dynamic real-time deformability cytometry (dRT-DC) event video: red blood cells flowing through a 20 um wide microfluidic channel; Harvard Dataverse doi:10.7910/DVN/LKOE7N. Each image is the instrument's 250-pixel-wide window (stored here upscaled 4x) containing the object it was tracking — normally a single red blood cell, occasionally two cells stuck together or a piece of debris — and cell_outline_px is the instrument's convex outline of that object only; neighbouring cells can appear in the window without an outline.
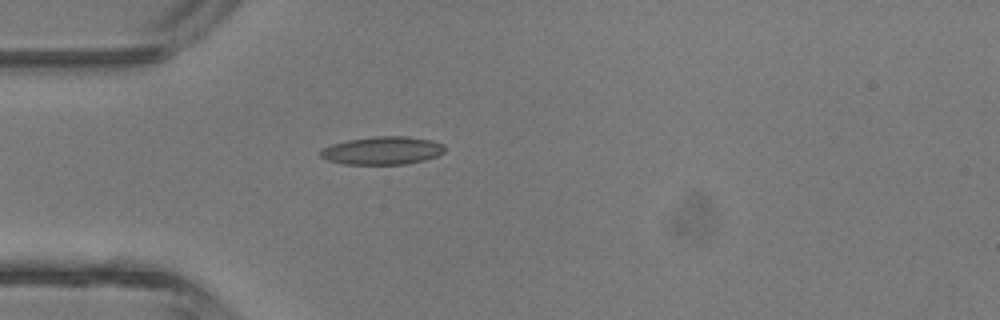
{"species": "common noctule bat (a hibernating species)", "species_latin": "Nyctalus noctula", "temperature_condition": "room temperature", "stored_images_in_passage": 1, "camera_frame_rate_fps": 3000, "um_per_image_px": 0.085, "animal": {"sex": "male", "body_mass_g": 13.3}, "frame": {"image": 1, "passage_image": 1, "time_ms": 0.0, "image_size_px": [1000, 320], "cell_outline_px": [[444, 152], [436, 156], [424, 160], [404, 164], [344, 164], [328, 160], [320, 156], [320, 152], [324, 148], [332, 144], [348, 140], [372, 136], [408, 136], [432, 140], [444, 144]], "centroid_in_image_um": [32.52, 12.79], "position_along_channel_um": 52.5, "area_um2": 20.23}}